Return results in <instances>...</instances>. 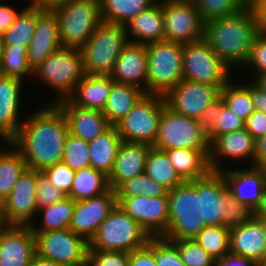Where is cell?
<instances>
[{"instance_id":"6da1fadb","label":"cell","mask_w":266,"mask_h":266,"mask_svg":"<svg viewBox=\"0 0 266 266\" xmlns=\"http://www.w3.org/2000/svg\"><path fill=\"white\" fill-rule=\"evenodd\" d=\"M27 113L11 142L22 152L27 168L42 172L62 161L69 126L56 104H45Z\"/></svg>"},{"instance_id":"7a4b0ae2","label":"cell","mask_w":266,"mask_h":266,"mask_svg":"<svg viewBox=\"0 0 266 266\" xmlns=\"http://www.w3.org/2000/svg\"><path fill=\"white\" fill-rule=\"evenodd\" d=\"M259 32V23L250 5L240 12L205 22L203 39L235 71L237 67H244Z\"/></svg>"},{"instance_id":"3957f363","label":"cell","mask_w":266,"mask_h":266,"mask_svg":"<svg viewBox=\"0 0 266 266\" xmlns=\"http://www.w3.org/2000/svg\"><path fill=\"white\" fill-rule=\"evenodd\" d=\"M84 75L81 49L70 47L59 48L33 69V77L56 92V96L48 98L46 104L68 99Z\"/></svg>"},{"instance_id":"277c9868","label":"cell","mask_w":266,"mask_h":266,"mask_svg":"<svg viewBox=\"0 0 266 266\" xmlns=\"http://www.w3.org/2000/svg\"><path fill=\"white\" fill-rule=\"evenodd\" d=\"M128 42L125 26L102 21L80 48L85 74L110 75Z\"/></svg>"},{"instance_id":"5b68a950","label":"cell","mask_w":266,"mask_h":266,"mask_svg":"<svg viewBox=\"0 0 266 266\" xmlns=\"http://www.w3.org/2000/svg\"><path fill=\"white\" fill-rule=\"evenodd\" d=\"M169 215L167 240L193 239L204 227L200 220V196L197 179L184 181L168 193Z\"/></svg>"},{"instance_id":"8992f818","label":"cell","mask_w":266,"mask_h":266,"mask_svg":"<svg viewBox=\"0 0 266 266\" xmlns=\"http://www.w3.org/2000/svg\"><path fill=\"white\" fill-rule=\"evenodd\" d=\"M52 11L58 18L62 47L80 49L103 21L99 0H69Z\"/></svg>"},{"instance_id":"52a82bcc","label":"cell","mask_w":266,"mask_h":266,"mask_svg":"<svg viewBox=\"0 0 266 266\" xmlns=\"http://www.w3.org/2000/svg\"><path fill=\"white\" fill-rule=\"evenodd\" d=\"M153 147L168 149H191L210 155V141L198 119L171 110L166 102Z\"/></svg>"},{"instance_id":"ba28073f","label":"cell","mask_w":266,"mask_h":266,"mask_svg":"<svg viewBox=\"0 0 266 266\" xmlns=\"http://www.w3.org/2000/svg\"><path fill=\"white\" fill-rule=\"evenodd\" d=\"M146 49L147 93L165 95L183 79V44L162 40Z\"/></svg>"},{"instance_id":"9c48e42d","label":"cell","mask_w":266,"mask_h":266,"mask_svg":"<svg viewBox=\"0 0 266 266\" xmlns=\"http://www.w3.org/2000/svg\"><path fill=\"white\" fill-rule=\"evenodd\" d=\"M148 234L118 205L100 224L88 250L131 252L148 243Z\"/></svg>"},{"instance_id":"30bf717a","label":"cell","mask_w":266,"mask_h":266,"mask_svg":"<svg viewBox=\"0 0 266 266\" xmlns=\"http://www.w3.org/2000/svg\"><path fill=\"white\" fill-rule=\"evenodd\" d=\"M164 95L145 93L116 125L123 142L153 146L164 109Z\"/></svg>"},{"instance_id":"8fae6325","label":"cell","mask_w":266,"mask_h":266,"mask_svg":"<svg viewBox=\"0 0 266 266\" xmlns=\"http://www.w3.org/2000/svg\"><path fill=\"white\" fill-rule=\"evenodd\" d=\"M183 79L224 86L232 79V70L212 51L204 39L183 44Z\"/></svg>"},{"instance_id":"7c38bea8","label":"cell","mask_w":266,"mask_h":266,"mask_svg":"<svg viewBox=\"0 0 266 266\" xmlns=\"http://www.w3.org/2000/svg\"><path fill=\"white\" fill-rule=\"evenodd\" d=\"M36 254L65 266H87L89 242L70 229L33 232Z\"/></svg>"},{"instance_id":"4fadbf2b","label":"cell","mask_w":266,"mask_h":266,"mask_svg":"<svg viewBox=\"0 0 266 266\" xmlns=\"http://www.w3.org/2000/svg\"><path fill=\"white\" fill-rule=\"evenodd\" d=\"M163 40L179 44L203 39L204 22L193 0H162Z\"/></svg>"},{"instance_id":"5bb4252c","label":"cell","mask_w":266,"mask_h":266,"mask_svg":"<svg viewBox=\"0 0 266 266\" xmlns=\"http://www.w3.org/2000/svg\"><path fill=\"white\" fill-rule=\"evenodd\" d=\"M40 171L26 168L12 192L2 201L4 225L29 226L36 220V192Z\"/></svg>"},{"instance_id":"9a60e30c","label":"cell","mask_w":266,"mask_h":266,"mask_svg":"<svg viewBox=\"0 0 266 266\" xmlns=\"http://www.w3.org/2000/svg\"><path fill=\"white\" fill-rule=\"evenodd\" d=\"M116 198L117 205L132 217L149 237H164L168 230V196Z\"/></svg>"},{"instance_id":"2e32d148","label":"cell","mask_w":266,"mask_h":266,"mask_svg":"<svg viewBox=\"0 0 266 266\" xmlns=\"http://www.w3.org/2000/svg\"><path fill=\"white\" fill-rule=\"evenodd\" d=\"M223 87L182 79L164 95V99L174 112L198 119L204 109L220 95Z\"/></svg>"},{"instance_id":"e0dca14e","label":"cell","mask_w":266,"mask_h":266,"mask_svg":"<svg viewBox=\"0 0 266 266\" xmlns=\"http://www.w3.org/2000/svg\"><path fill=\"white\" fill-rule=\"evenodd\" d=\"M250 167V168H249ZM226 168L220 171L232 196L242 205L255 211L266 189V168L251 165Z\"/></svg>"},{"instance_id":"ac0fdd59","label":"cell","mask_w":266,"mask_h":266,"mask_svg":"<svg viewBox=\"0 0 266 266\" xmlns=\"http://www.w3.org/2000/svg\"><path fill=\"white\" fill-rule=\"evenodd\" d=\"M255 154L256 140L244 128L217 136L210 143L209 166L211 171H222L226 167H224L225 163H221L227 159L233 162L236 160L240 163L241 160L243 163L246 160L248 165L255 166Z\"/></svg>"},{"instance_id":"d6986e66","label":"cell","mask_w":266,"mask_h":266,"mask_svg":"<svg viewBox=\"0 0 266 266\" xmlns=\"http://www.w3.org/2000/svg\"><path fill=\"white\" fill-rule=\"evenodd\" d=\"M116 205V192L113 189L96 197L76 201L69 229L89 242Z\"/></svg>"},{"instance_id":"ffe728a7","label":"cell","mask_w":266,"mask_h":266,"mask_svg":"<svg viewBox=\"0 0 266 266\" xmlns=\"http://www.w3.org/2000/svg\"><path fill=\"white\" fill-rule=\"evenodd\" d=\"M36 255L30 226H0V266H30Z\"/></svg>"},{"instance_id":"44dd1931","label":"cell","mask_w":266,"mask_h":266,"mask_svg":"<svg viewBox=\"0 0 266 266\" xmlns=\"http://www.w3.org/2000/svg\"><path fill=\"white\" fill-rule=\"evenodd\" d=\"M228 186L220 171H210L197 179V194L200 196V220L205 226L222 225L226 216L225 196Z\"/></svg>"},{"instance_id":"7402d4cb","label":"cell","mask_w":266,"mask_h":266,"mask_svg":"<svg viewBox=\"0 0 266 266\" xmlns=\"http://www.w3.org/2000/svg\"><path fill=\"white\" fill-rule=\"evenodd\" d=\"M23 82L19 78L0 74V139L3 142L11 141L18 134L26 117L19 115Z\"/></svg>"},{"instance_id":"603a6c76","label":"cell","mask_w":266,"mask_h":266,"mask_svg":"<svg viewBox=\"0 0 266 266\" xmlns=\"http://www.w3.org/2000/svg\"><path fill=\"white\" fill-rule=\"evenodd\" d=\"M114 82L133 85L147 93V49L145 44L128 42L109 75Z\"/></svg>"},{"instance_id":"cb8c5ba5","label":"cell","mask_w":266,"mask_h":266,"mask_svg":"<svg viewBox=\"0 0 266 266\" xmlns=\"http://www.w3.org/2000/svg\"><path fill=\"white\" fill-rule=\"evenodd\" d=\"M61 47L58 18L52 10H43L37 16L33 38L27 48L29 65L34 69Z\"/></svg>"},{"instance_id":"d4e9b609","label":"cell","mask_w":266,"mask_h":266,"mask_svg":"<svg viewBox=\"0 0 266 266\" xmlns=\"http://www.w3.org/2000/svg\"><path fill=\"white\" fill-rule=\"evenodd\" d=\"M56 105L67 119L69 133L84 141L95 139L112 126L100 110L78 107L69 99L59 101Z\"/></svg>"},{"instance_id":"484cf974","label":"cell","mask_w":266,"mask_h":266,"mask_svg":"<svg viewBox=\"0 0 266 266\" xmlns=\"http://www.w3.org/2000/svg\"><path fill=\"white\" fill-rule=\"evenodd\" d=\"M230 252L262 263L266 257V232L263 222L253 217L249 222L231 228Z\"/></svg>"},{"instance_id":"4316f807","label":"cell","mask_w":266,"mask_h":266,"mask_svg":"<svg viewBox=\"0 0 266 266\" xmlns=\"http://www.w3.org/2000/svg\"><path fill=\"white\" fill-rule=\"evenodd\" d=\"M151 145L122 142L113 169L108 176L110 189L115 190L122 182L145 173L146 159Z\"/></svg>"},{"instance_id":"83f0119b","label":"cell","mask_w":266,"mask_h":266,"mask_svg":"<svg viewBox=\"0 0 266 266\" xmlns=\"http://www.w3.org/2000/svg\"><path fill=\"white\" fill-rule=\"evenodd\" d=\"M125 29L130 42L146 45L162 41L164 35L162 0L140 12L128 22Z\"/></svg>"},{"instance_id":"f1b7e54d","label":"cell","mask_w":266,"mask_h":266,"mask_svg":"<svg viewBox=\"0 0 266 266\" xmlns=\"http://www.w3.org/2000/svg\"><path fill=\"white\" fill-rule=\"evenodd\" d=\"M113 82L109 75L85 74L68 99L78 107L102 111Z\"/></svg>"},{"instance_id":"f546056e","label":"cell","mask_w":266,"mask_h":266,"mask_svg":"<svg viewBox=\"0 0 266 266\" xmlns=\"http://www.w3.org/2000/svg\"><path fill=\"white\" fill-rule=\"evenodd\" d=\"M122 142L116 126H111L103 134L89 141L90 166L109 176Z\"/></svg>"},{"instance_id":"4dcf8cb0","label":"cell","mask_w":266,"mask_h":266,"mask_svg":"<svg viewBox=\"0 0 266 266\" xmlns=\"http://www.w3.org/2000/svg\"><path fill=\"white\" fill-rule=\"evenodd\" d=\"M144 94L133 85L113 82L102 113L112 126H116Z\"/></svg>"},{"instance_id":"1f68e13d","label":"cell","mask_w":266,"mask_h":266,"mask_svg":"<svg viewBox=\"0 0 266 266\" xmlns=\"http://www.w3.org/2000/svg\"><path fill=\"white\" fill-rule=\"evenodd\" d=\"M165 151L184 181L202 178L211 171L209 158L201 151L191 149H168Z\"/></svg>"},{"instance_id":"d6a6232c","label":"cell","mask_w":266,"mask_h":266,"mask_svg":"<svg viewBox=\"0 0 266 266\" xmlns=\"http://www.w3.org/2000/svg\"><path fill=\"white\" fill-rule=\"evenodd\" d=\"M5 149L0 148V201L11 192L22 172L27 168L22 152L11 142L4 141Z\"/></svg>"},{"instance_id":"836d02e7","label":"cell","mask_w":266,"mask_h":266,"mask_svg":"<svg viewBox=\"0 0 266 266\" xmlns=\"http://www.w3.org/2000/svg\"><path fill=\"white\" fill-rule=\"evenodd\" d=\"M76 206V201L70 197H65L59 202L50 206L39 208L37 216L41 217V225L35 221L29 225L32 232H48L55 230L69 229L72 215ZM42 215V216H41Z\"/></svg>"},{"instance_id":"e575fe53","label":"cell","mask_w":266,"mask_h":266,"mask_svg":"<svg viewBox=\"0 0 266 266\" xmlns=\"http://www.w3.org/2000/svg\"><path fill=\"white\" fill-rule=\"evenodd\" d=\"M109 189L108 176L89 166L75 171L72 188L67 196L80 201L102 195Z\"/></svg>"},{"instance_id":"d590c367","label":"cell","mask_w":266,"mask_h":266,"mask_svg":"<svg viewBox=\"0 0 266 266\" xmlns=\"http://www.w3.org/2000/svg\"><path fill=\"white\" fill-rule=\"evenodd\" d=\"M158 0H99L100 13L104 22L126 26L140 12Z\"/></svg>"},{"instance_id":"8d00e7d4","label":"cell","mask_w":266,"mask_h":266,"mask_svg":"<svg viewBox=\"0 0 266 266\" xmlns=\"http://www.w3.org/2000/svg\"><path fill=\"white\" fill-rule=\"evenodd\" d=\"M145 173L169 191L184 182L172 165L167 152L153 146L150 147L146 159Z\"/></svg>"},{"instance_id":"74e56055","label":"cell","mask_w":266,"mask_h":266,"mask_svg":"<svg viewBox=\"0 0 266 266\" xmlns=\"http://www.w3.org/2000/svg\"><path fill=\"white\" fill-rule=\"evenodd\" d=\"M17 15L14 23L3 33L5 45L15 47L30 45L36 28L37 16L43 9L25 5Z\"/></svg>"},{"instance_id":"f35d334b","label":"cell","mask_w":266,"mask_h":266,"mask_svg":"<svg viewBox=\"0 0 266 266\" xmlns=\"http://www.w3.org/2000/svg\"><path fill=\"white\" fill-rule=\"evenodd\" d=\"M232 79L224 85L220 94L225 105L246 121L255 110L252 102V80H247L248 83L244 80L243 83L237 84L234 77Z\"/></svg>"},{"instance_id":"ab89813d","label":"cell","mask_w":266,"mask_h":266,"mask_svg":"<svg viewBox=\"0 0 266 266\" xmlns=\"http://www.w3.org/2000/svg\"><path fill=\"white\" fill-rule=\"evenodd\" d=\"M193 239L214 259L230 252V229L222 225L205 226Z\"/></svg>"},{"instance_id":"60d3db41","label":"cell","mask_w":266,"mask_h":266,"mask_svg":"<svg viewBox=\"0 0 266 266\" xmlns=\"http://www.w3.org/2000/svg\"><path fill=\"white\" fill-rule=\"evenodd\" d=\"M115 192L116 197H163L168 196L169 190L159 182L149 177L146 173H142L122 182L115 189Z\"/></svg>"},{"instance_id":"b9f144b4","label":"cell","mask_w":266,"mask_h":266,"mask_svg":"<svg viewBox=\"0 0 266 266\" xmlns=\"http://www.w3.org/2000/svg\"><path fill=\"white\" fill-rule=\"evenodd\" d=\"M0 74L16 77L24 81V78L32 76L33 69L27 60V47L5 45L0 65Z\"/></svg>"},{"instance_id":"7bdbcfd3","label":"cell","mask_w":266,"mask_h":266,"mask_svg":"<svg viewBox=\"0 0 266 266\" xmlns=\"http://www.w3.org/2000/svg\"><path fill=\"white\" fill-rule=\"evenodd\" d=\"M203 22L240 12L250 6V0H193Z\"/></svg>"},{"instance_id":"ee69618b","label":"cell","mask_w":266,"mask_h":266,"mask_svg":"<svg viewBox=\"0 0 266 266\" xmlns=\"http://www.w3.org/2000/svg\"><path fill=\"white\" fill-rule=\"evenodd\" d=\"M62 162L74 171L89 167V143L69 133L65 141Z\"/></svg>"},{"instance_id":"f6af8a7d","label":"cell","mask_w":266,"mask_h":266,"mask_svg":"<svg viewBox=\"0 0 266 266\" xmlns=\"http://www.w3.org/2000/svg\"><path fill=\"white\" fill-rule=\"evenodd\" d=\"M178 248L181 261L185 266H213L215 259L194 239L170 240Z\"/></svg>"},{"instance_id":"bcb514c9","label":"cell","mask_w":266,"mask_h":266,"mask_svg":"<svg viewBox=\"0 0 266 266\" xmlns=\"http://www.w3.org/2000/svg\"><path fill=\"white\" fill-rule=\"evenodd\" d=\"M226 216L222 219V226L229 229L249 222L254 217V211L239 203L229 192L225 196Z\"/></svg>"},{"instance_id":"7dc6e473","label":"cell","mask_w":266,"mask_h":266,"mask_svg":"<svg viewBox=\"0 0 266 266\" xmlns=\"http://www.w3.org/2000/svg\"><path fill=\"white\" fill-rule=\"evenodd\" d=\"M245 128V121L229 109L222 98V109L218 113L217 126L208 135L210 143L217 137Z\"/></svg>"},{"instance_id":"c3c4849f","label":"cell","mask_w":266,"mask_h":266,"mask_svg":"<svg viewBox=\"0 0 266 266\" xmlns=\"http://www.w3.org/2000/svg\"><path fill=\"white\" fill-rule=\"evenodd\" d=\"M42 173L57 189L61 190L66 195L69 194L72 188L75 171L64 162H57L56 164L44 169Z\"/></svg>"},{"instance_id":"681fc988","label":"cell","mask_w":266,"mask_h":266,"mask_svg":"<svg viewBox=\"0 0 266 266\" xmlns=\"http://www.w3.org/2000/svg\"><path fill=\"white\" fill-rule=\"evenodd\" d=\"M156 266H185L177 246L164 237H155Z\"/></svg>"},{"instance_id":"f907efd6","label":"cell","mask_w":266,"mask_h":266,"mask_svg":"<svg viewBox=\"0 0 266 266\" xmlns=\"http://www.w3.org/2000/svg\"><path fill=\"white\" fill-rule=\"evenodd\" d=\"M87 266H129V253L110 250H88Z\"/></svg>"},{"instance_id":"816d5d0a","label":"cell","mask_w":266,"mask_h":266,"mask_svg":"<svg viewBox=\"0 0 266 266\" xmlns=\"http://www.w3.org/2000/svg\"><path fill=\"white\" fill-rule=\"evenodd\" d=\"M246 66L251 69L249 76L252 72L253 75L266 72V33L259 32L255 37Z\"/></svg>"},{"instance_id":"f5cc1de1","label":"cell","mask_w":266,"mask_h":266,"mask_svg":"<svg viewBox=\"0 0 266 266\" xmlns=\"http://www.w3.org/2000/svg\"><path fill=\"white\" fill-rule=\"evenodd\" d=\"M65 197H67V195L50 183L42 172L38 175L36 192V204L38 209L50 206L55 202L63 200Z\"/></svg>"},{"instance_id":"db71d44e","label":"cell","mask_w":266,"mask_h":266,"mask_svg":"<svg viewBox=\"0 0 266 266\" xmlns=\"http://www.w3.org/2000/svg\"><path fill=\"white\" fill-rule=\"evenodd\" d=\"M129 266H156L155 237H150L142 248L129 252Z\"/></svg>"},{"instance_id":"11a10c76","label":"cell","mask_w":266,"mask_h":266,"mask_svg":"<svg viewBox=\"0 0 266 266\" xmlns=\"http://www.w3.org/2000/svg\"><path fill=\"white\" fill-rule=\"evenodd\" d=\"M222 109V96L221 94L212 101L202 112L198 118L204 131L209 135L217 126L218 113Z\"/></svg>"},{"instance_id":"9f6ffc18","label":"cell","mask_w":266,"mask_h":266,"mask_svg":"<svg viewBox=\"0 0 266 266\" xmlns=\"http://www.w3.org/2000/svg\"><path fill=\"white\" fill-rule=\"evenodd\" d=\"M245 129L255 140H258L260 137L265 135L266 113L254 110V112L245 121Z\"/></svg>"},{"instance_id":"6f0895ef","label":"cell","mask_w":266,"mask_h":266,"mask_svg":"<svg viewBox=\"0 0 266 266\" xmlns=\"http://www.w3.org/2000/svg\"><path fill=\"white\" fill-rule=\"evenodd\" d=\"M213 266H261V262L229 252L222 258L215 259Z\"/></svg>"},{"instance_id":"680465c9","label":"cell","mask_w":266,"mask_h":266,"mask_svg":"<svg viewBox=\"0 0 266 266\" xmlns=\"http://www.w3.org/2000/svg\"><path fill=\"white\" fill-rule=\"evenodd\" d=\"M7 4H0V34H3L15 21L21 10Z\"/></svg>"},{"instance_id":"91938a15","label":"cell","mask_w":266,"mask_h":266,"mask_svg":"<svg viewBox=\"0 0 266 266\" xmlns=\"http://www.w3.org/2000/svg\"><path fill=\"white\" fill-rule=\"evenodd\" d=\"M250 5L255 11L260 32L266 33V0H250Z\"/></svg>"},{"instance_id":"94428289","label":"cell","mask_w":266,"mask_h":266,"mask_svg":"<svg viewBox=\"0 0 266 266\" xmlns=\"http://www.w3.org/2000/svg\"><path fill=\"white\" fill-rule=\"evenodd\" d=\"M252 102L256 111L266 113V92L252 82Z\"/></svg>"},{"instance_id":"6125c7cd","label":"cell","mask_w":266,"mask_h":266,"mask_svg":"<svg viewBox=\"0 0 266 266\" xmlns=\"http://www.w3.org/2000/svg\"><path fill=\"white\" fill-rule=\"evenodd\" d=\"M255 166L266 168V134L256 140Z\"/></svg>"},{"instance_id":"be15d7a7","label":"cell","mask_w":266,"mask_h":266,"mask_svg":"<svg viewBox=\"0 0 266 266\" xmlns=\"http://www.w3.org/2000/svg\"><path fill=\"white\" fill-rule=\"evenodd\" d=\"M69 0H30L29 6L37 7L43 10H52L59 5L67 3Z\"/></svg>"},{"instance_id":"e7e4bbea","label":"cell","mask_w":266,"mask_h":266,"mask_svg":"<svg viewBox=\"0 0 266 266\" xmlns=\"http://www.w3.org/2000/svg\"><path fill=\"white\" fill-rule=\"evenodd\" d=\"M30 266H65V265L43 258L36 254L33 257Z\"/></svg>"},{"instance_id":"03108f58","label":"cell","mask_w":266,"mask_h":266,"mask_svg":"<svg viewBox=\"0 0 266 266\" xmlns=\"http://www.w3.org/2000/svg\"><path fill=\"white\" fill-rule=\"evenodd\" d=\"M254 217L257 219H266V189L261 199L260 205L254 211Z\"/></svg>"},{"instance_id":"003e7915","label":"cell","mask_w":266,"mask_h":266,"mask_svg":"<svg viewBox=\"0 0 266 266\" xmlns=\"http://www.w3.org/2000/svg\"><path fill=\"white\" fill-rule=\"evenodd\" d=\"M250 80H253L252 82L262 89L263 91L266 92V72L260 73V74H255L252 79L249 78Z\"/></svg>"},{"instance_id":"a7ac6f4b","label":"cell","mask_w":266,"mask_h":266,"mask_svg":"<svg viewBox=\"0 0 266 266\" xmlns=\"http://www.w3.org/2000/svg\"><path fill=\"white\" fill-rule=\"evenodd\" d=\"M4 47H5V43H4L3 34H0V65H1V61H2Z\"/></svg>"},{"instance_id":"89a4df30","label":"cell","mask_w":266,"mask_h":266,"mask_svg":"<svg viewBox=\"0 0 266 266\" xmlns=\"http://www.w3.org/2000/svg\"><path fill=\"white\" fill-rule=\"evenodd\" d=\"M4 225V218L2 213V202L0 201V226Z\"/></svg>"},{"instance_id":"2644e50d","label":"cell","mask_w":266,"mask_h":266,"mask_svg":"<svg viewBox=\"0 0 266 266\" xmlns=\"http://www.w3.org/2000/svg\"><path fill=\"white\" fill-rule=\"evenodd\" d=\"M260 220L263 222L264 229H265V232H266V219H260Z\"/></svg>"},{"instance_id":"8c879c8a","label":"cell","mask_w":266,"mask_h":266,"mask_svg":"<svg viewBox=\"0 0 266 266\" xmlns=\"http://www.w3.org/2000/svg\"><path fill=\"white\" fill-rule=\"evenodd\" d=\"M261 266H266V257H265L264 260L262 261Z\"/></svg>"}]
</instances>
